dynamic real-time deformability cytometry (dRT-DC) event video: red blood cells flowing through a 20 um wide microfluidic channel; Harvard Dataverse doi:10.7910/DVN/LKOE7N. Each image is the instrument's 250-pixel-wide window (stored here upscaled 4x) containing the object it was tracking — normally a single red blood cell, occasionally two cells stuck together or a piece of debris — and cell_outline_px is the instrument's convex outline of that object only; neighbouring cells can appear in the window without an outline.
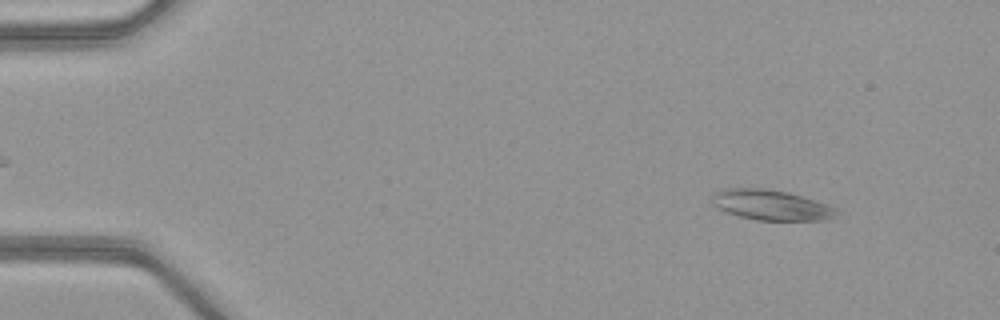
{"species": "common noctule bat (a hibernating species)", "species_latin": "Nyctalus noctula", "temperature_condition": "warm", "stored_images_in_passage": 50, "camera_frame_rate_fps": 3000, "um_per_image_px": 0.085, "animal": {"sex": "female", "body_mass_g": 21.9}, "frame": {"image": 1, "passage_image": 5, "time_ms": 1.333, "image_size_px": [1000, 320], "cell_outline_px": [[836, 212], [832, 216], [824, 220], [756, 220], [724, 212], [716, 208], [712, 204], [712, 196], [716, 192], [724, 188], [764, 188], [788, 192], [828, 204], [836, 208]], "centroid_in_image_um": [65.48, 17.42], "position_along_channel_um": 19.5, "area_um2": 21.91}}
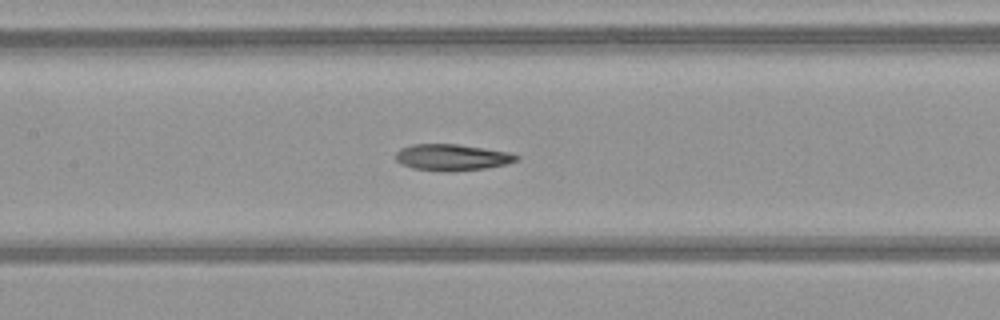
{"frame": {"image": 2, "passage_image": 24, "time_ms": 7.667, "image_size_px": [1000, 320], "cell_outline_px": [[520, 156], [516, 160], [508, 164], [484, 168], [452, 172], [444, 172], [412, 168], [400, 164], [396, 160], [396, 152], [400, 148], [412, 144], [456, 144], [484, 148], [508, 152]], "centroid_in_image_um": [38.39, 13.38], "position_along_channel_um": 169.0, "area_um2": 18.67}}
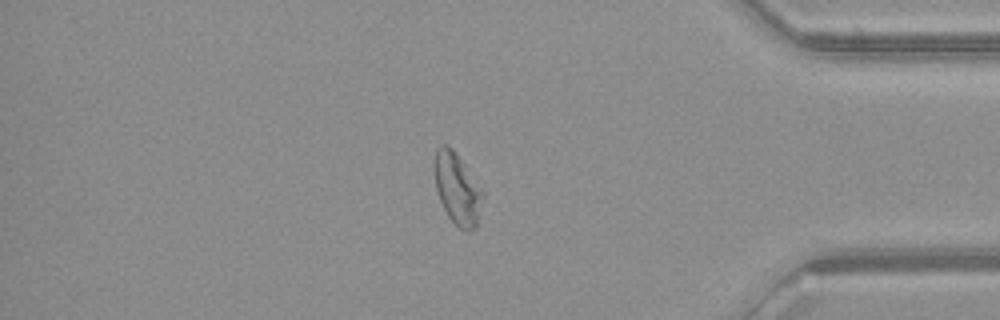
{"frame": {"image": 3, "passage_image": 43, "time_ms": 14.0, "image_size_px": [1000, 320], "cell_outline_px": [[484, 192], [476, 228], [472, 232], [464, 232], [448, 216], [440, 200], [436, 188], [436, 148], [440, 144], [448, 144], [456, 152]], "centroid_in_image_um": [38.9, 16.07], "position_along_channel_um": 396.3, "area_um2": 19.83}, "authors_computed_cell_mechanics": {"area_um2": 19.9121, "velocity_mm_per_s": 4.0454, "shape_relaxation_time_tau1_ms": 7.5965, "shape_relaxation_time_tau2_ms": 3.9333, "deformation_change_tau1": 0.1918, "deformation_change_tau2": 0.1349}}